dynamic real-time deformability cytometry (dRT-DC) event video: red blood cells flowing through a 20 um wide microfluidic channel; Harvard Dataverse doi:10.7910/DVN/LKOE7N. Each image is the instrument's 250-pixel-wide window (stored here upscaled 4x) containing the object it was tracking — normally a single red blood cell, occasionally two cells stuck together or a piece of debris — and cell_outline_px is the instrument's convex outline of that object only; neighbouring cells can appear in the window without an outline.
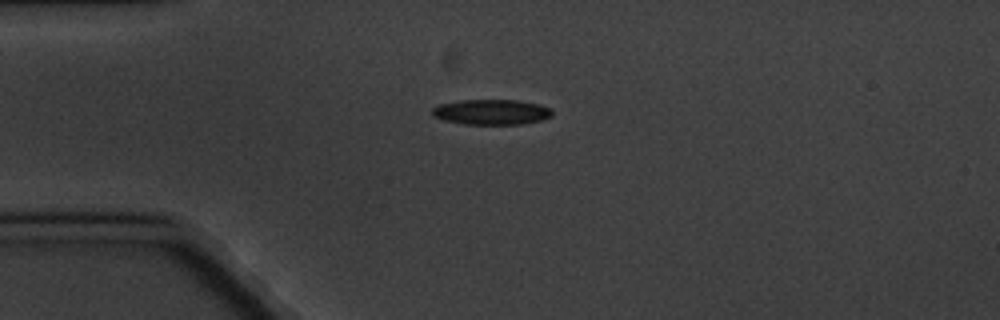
{"species": "common noctule bat (a hibernating species)", "species_latin": "Nyctalus noctula", "temperature_condition": "cold", "stored_images_in_passage": 2, "camera_frame_rate_fps": 3000, "um_per_image_px": 0.085, "animal": {"sex": "male", "body_mass_g": 20.1, "forearm_length_mm": 53.5}, "frame": {"image": 1, "passage_image": 1, "time_ms": 0.0, "image_size_px": [1000, 320], "cell_outline_px": [[552, 116], [540, 120], [524, 124], [464, 124], [444, 120], [432, 116], [432, 108], [440, 104], [460, 100], [520, 100], [540, 104], [552, 108]], "centroid_in_image_um": [41.79, 9.52], "position_along_channel_um": 43.2, "area_um2": 17.8}}